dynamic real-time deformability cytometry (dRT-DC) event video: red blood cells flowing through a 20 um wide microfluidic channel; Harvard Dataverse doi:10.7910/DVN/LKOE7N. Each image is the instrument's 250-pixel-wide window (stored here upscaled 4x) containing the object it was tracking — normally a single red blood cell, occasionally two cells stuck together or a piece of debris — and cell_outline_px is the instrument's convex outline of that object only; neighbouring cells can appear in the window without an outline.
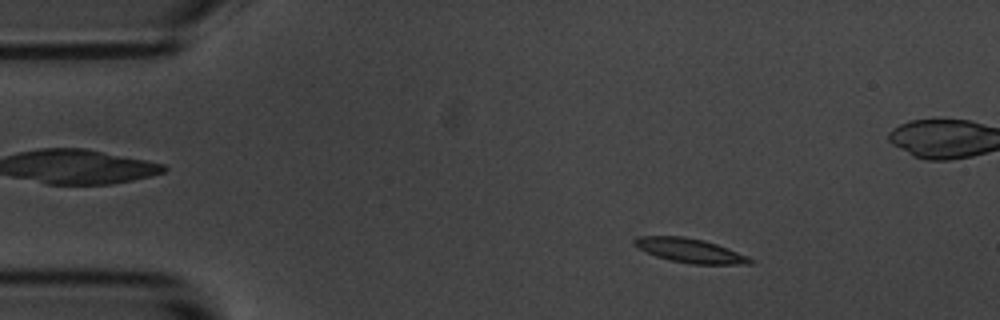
{"species": "common noctule bat (a hibernating species)", "species_latin": "Nyctalus noctula", "temperature_condition": "room temperature", "stored_images_in_passage": 5, "camera_frame_rate_fps": 3000, "um_per_image_px": 0.085, "animal": {"sex": "male", "body_mass_g": 20.1, "forearm_length_mm": 53.5}, "frame": {"image": 1, "passage_image": 2, "time_ms": 1.333, "image_size_px": [1000, 320], "cell_outline_px": [[756, 260], [752, 264], [692, 264], [672, 260], [656, 256], [632, 244], [632, 240], [636, 236], [684, 236], [704, 240], [716, 244], [748, 256]], "centroid_in_image_um": [58.66, 21.29], "position_along_channel_um": 26.3, "area_um2": 16.24}}